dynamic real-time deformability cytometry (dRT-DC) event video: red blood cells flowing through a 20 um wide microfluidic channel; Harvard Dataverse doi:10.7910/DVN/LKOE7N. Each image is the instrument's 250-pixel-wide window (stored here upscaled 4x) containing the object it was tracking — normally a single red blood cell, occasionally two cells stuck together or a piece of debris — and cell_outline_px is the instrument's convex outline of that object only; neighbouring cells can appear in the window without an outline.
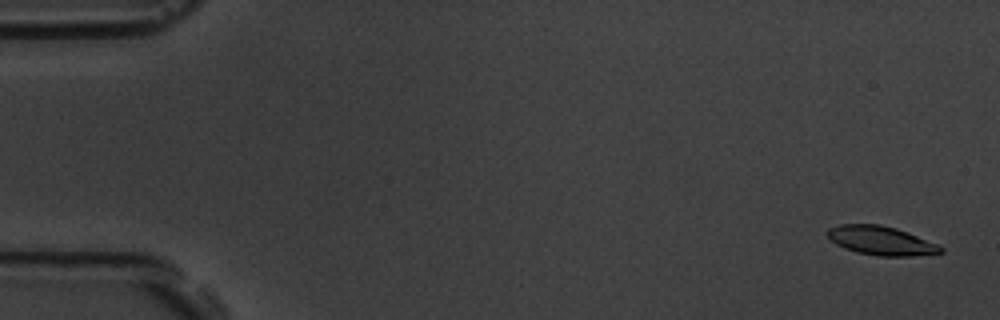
{"species": "common noctule bat (a hibernating species)", "species_latin": "Nyctalus noctula", "temperature_condition": "room temperature", "stored_images_in_passage": 5, "camera_frame_rate_fps": 3000, "um_per_image_px": 0.085, "animal": {"sex": "male", "body_mass_g": 19.5, "forearm_length_mm": 54.6}, "frame": {"image": 1, "passage_image": 1, "time_ms": 0.0, "image_size_px": [1000, 320], "cell_outline_px": [[944, 252], [912, 256], [876, 256], [856, 252], [844, 248], [836, 244], [828, 236], [828, 228], [840, 224], [880, 224], [896, 228], [908, 232], [936, 244], [944, 248]], "centroid_in_image_um": [74.88, 20.45], "position_along_channel_um": 10.1, "area_um2": 19.02}}